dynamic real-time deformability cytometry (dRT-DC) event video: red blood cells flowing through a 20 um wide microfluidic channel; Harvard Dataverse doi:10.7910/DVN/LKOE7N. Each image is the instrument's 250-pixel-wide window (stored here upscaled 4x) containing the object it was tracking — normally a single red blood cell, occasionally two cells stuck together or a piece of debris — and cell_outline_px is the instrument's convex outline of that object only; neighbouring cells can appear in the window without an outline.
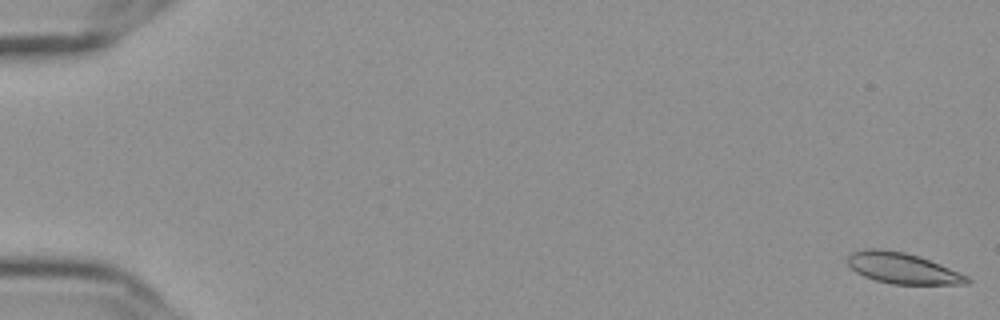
{"species": "Egyptian fruit bat (a non-hibernating species)", "species_latin": "Rousettus aegyptiacus", "temperature_condition": "cold", "stored_images_in_passage": 19, "camera_frame_rate_fps": 3000, "um_per_image_px": 0.085, "frame": {"image": 1, "passage_image": 1, "time_ms": 0.0, "image_size_px": [1000, 320], "cell_outline_px": [[972, 280], [968, 284], [892, 284], [876, 280], [864, 276], [856, 272], [848, 264], [848, 256], [852, 252], [868, 248], [872, 248], [904, 252], [940, 264], [968, 276]], "centroid_in_image_um": [76.72, 22.81], "position_along_channel_um": 8.3, "area_um2": 21.15}}